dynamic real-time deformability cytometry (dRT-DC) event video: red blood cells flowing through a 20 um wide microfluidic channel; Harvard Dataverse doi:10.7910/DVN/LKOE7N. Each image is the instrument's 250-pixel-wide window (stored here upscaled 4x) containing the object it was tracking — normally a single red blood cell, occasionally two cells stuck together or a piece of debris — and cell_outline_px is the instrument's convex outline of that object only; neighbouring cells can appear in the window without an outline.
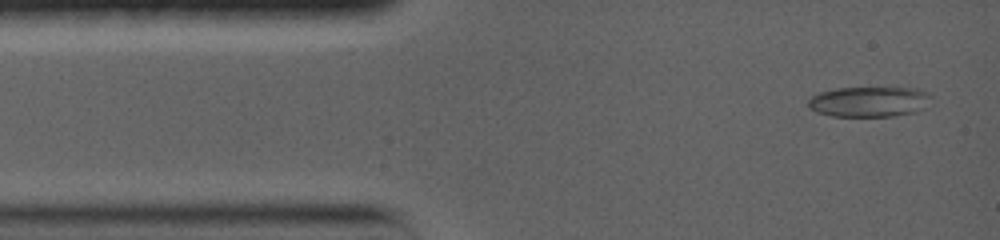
{"species": "common noctule bat (a hibernating species)", "species_latin": "Nyctalus noctula", "temperature_condition": "warm", "stored_images_in_passage": 3, "camera_frame_rate_fps": 5000, "um_per_image_px": 0.085, "animal": {"sex": "female", "body_mass_g": 19.0, "forearm_length_mm": 56.7}, "frame": {"image": 1, "passage_image": 1, "time_ms": 0.0, "image_size_px": [1000, 240], "cell_outline_px": [[932, 96], [924, 108], [916, 112], [892, 116], [832, 116], [816, 112], [808, 108], [808, 100], [812, 96], [820, 92], [836, 88], [916, 88], [928, 92]], "centroid_in_image_um": [73.87, 8.64], "position_along_channel_um": 11.1, "area_um2": 21.79}}
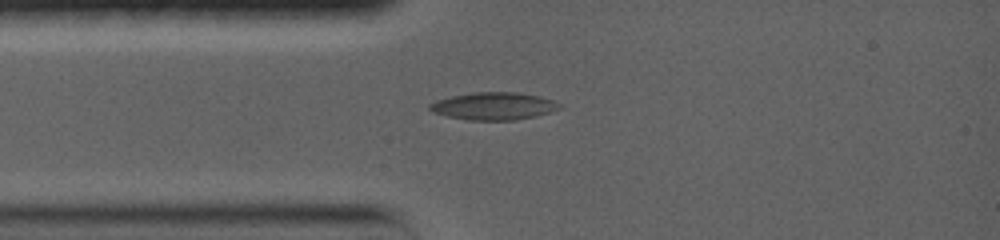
{"frame": {"image": 2, "passage_image": 3, "time_ms": 2.4, "image_size_px": [1000, 240], "cell_outline_px": [[564, 108], [536, 116], [516, 120], [468, 120], [448, 116], [432, 112], [428, 108], [428, 104], [436, 100], [452, 96], [476, 92], [520, 92], [540, 96], [556, 100]], "centroid_in_image_um": [42.01, 9.01], "position_along_channel_um": 43.0, "area_um2": 21.04}}